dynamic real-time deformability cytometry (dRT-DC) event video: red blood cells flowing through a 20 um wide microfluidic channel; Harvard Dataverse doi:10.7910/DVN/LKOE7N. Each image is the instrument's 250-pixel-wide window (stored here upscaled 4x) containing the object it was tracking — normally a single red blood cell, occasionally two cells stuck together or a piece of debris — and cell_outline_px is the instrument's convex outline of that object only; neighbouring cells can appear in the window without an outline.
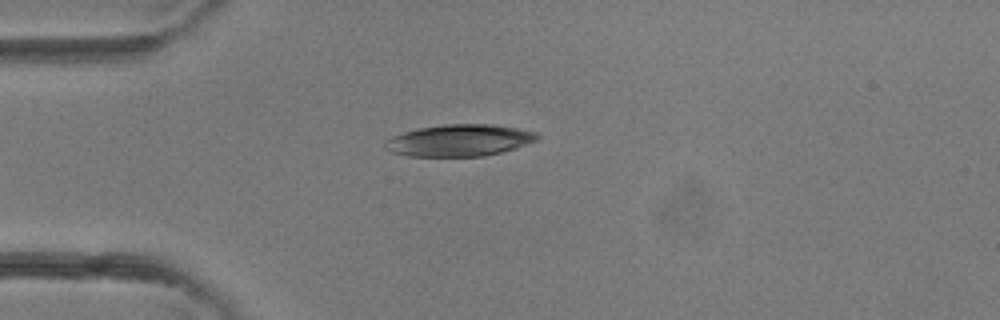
{"species": "common noctule bat (a hibernating species)", "species_latin": "Nyctalus noctula", "temperature_condition": "room temperature", "stored_images_in_passage": 2, "camera_frame_rate_fps": 3000, "um_per_image_px": 0.085, "animal": {"sex": "female"}, "frame": {"image": 1, "passage_image": 2, "time_ms": 0.333, "image_size_px": [1000, 320], "cell_outline_px": [[540, 136], [536, 140], [516, 148], [484, 156], [408, 156], [392, 152], [384, 144], [384, 140], [392, 136], [404, 132], [420, 128], [444, 124], [492, 124], [516, 128], [536, 132]], "centroid_in_image_um": [39.04, 11.93], "position_along_channel_um": 46.0, "area_um2": 27.98}}